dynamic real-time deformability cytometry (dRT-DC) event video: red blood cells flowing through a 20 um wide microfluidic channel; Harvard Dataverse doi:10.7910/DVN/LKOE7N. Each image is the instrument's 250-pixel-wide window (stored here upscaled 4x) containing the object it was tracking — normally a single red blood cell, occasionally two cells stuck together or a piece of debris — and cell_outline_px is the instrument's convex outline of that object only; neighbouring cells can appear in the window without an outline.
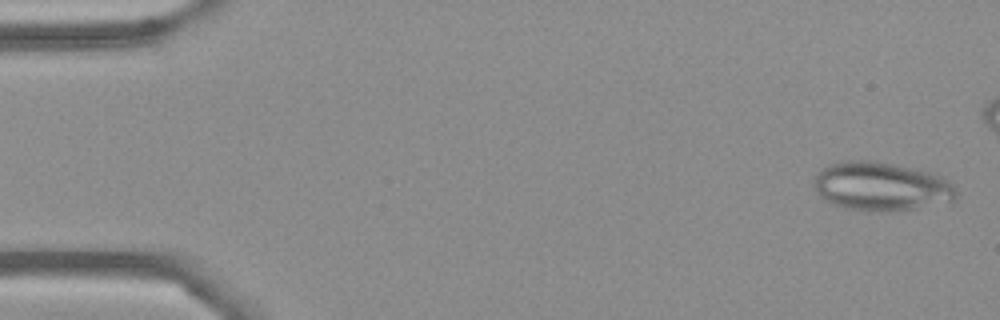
{"species": "Egyptian fruit bat (a non-hibernating species)", "species_latin": "Rousettus aegyptiacus", "temperature_condition": "cold", "stored_images_in_passage": 48, "camera_frame_rate_fps": 3000, "um_per_image_px": 0.085, "frame": {"image": 1, "passage_image": 2, "time_ms": 0.333, "image_size_px": [1000, 320], "cell_outline_px": [[956, 200], [952, 204], [892, 212], [868, 212], [844, 208], [832, 204], [824, 200], [820, 196], [812, 184], [812, 180], [816, 172], [828, 164], [844, 160], [876, 160], [936, 172], [944, 176], [952, 184], [956, 192]], "centroid_in_image_um": [74.95, 15.86], "position_along_channel_um": 10.1, "area_um2": 42.19}}
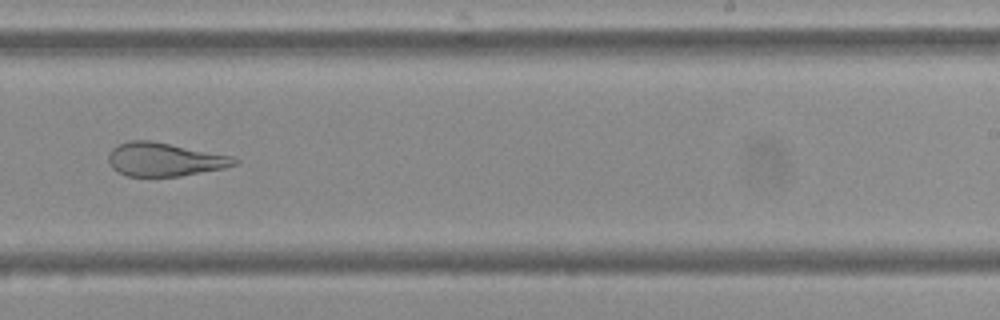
{"frame": {"image": 2, "passage_image": 34, "time_ms": 11.0, "image_size_px": [1000, 320], "cell_outline_px": [[240, 164], [224, 168], [180, 176], [128, 176], [112, 168], [108, 160], [108, 152], [112, 148], [128, 140], [152, 140], [232, 156], [240, 160]], "centroid_in_image_um": [14.0, 13.54], "position_along_channel_um": 275.0, "area_um2": 24.68}}
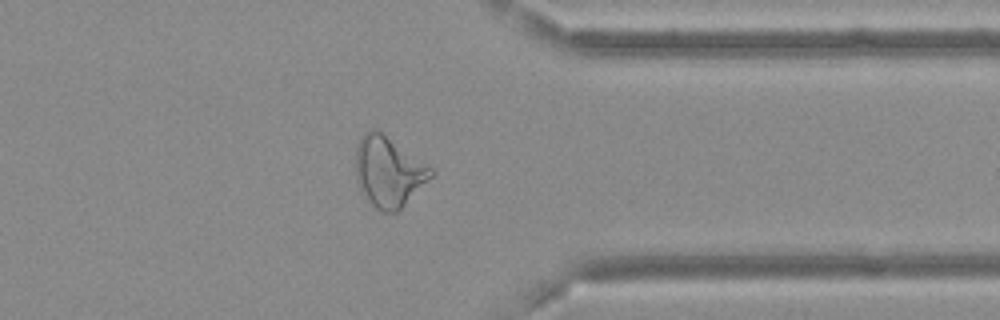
{"frame": {"image": 3, "passage_image": 43, "time_ms": 14.0, "image_size_px": [1000, 320], "cell_outline_px": [[436, 172], [396, 212], [384, 212], [376, 208], [372, 204], [360, 188], [356, 180], [356, 144], [364, 132], [372, 128], [376, 128], [432, 168]], "centroid_in_image_um": [33.0, 14.55], "position_along_channel_um": 378.4, "area_um2": 30.29}}